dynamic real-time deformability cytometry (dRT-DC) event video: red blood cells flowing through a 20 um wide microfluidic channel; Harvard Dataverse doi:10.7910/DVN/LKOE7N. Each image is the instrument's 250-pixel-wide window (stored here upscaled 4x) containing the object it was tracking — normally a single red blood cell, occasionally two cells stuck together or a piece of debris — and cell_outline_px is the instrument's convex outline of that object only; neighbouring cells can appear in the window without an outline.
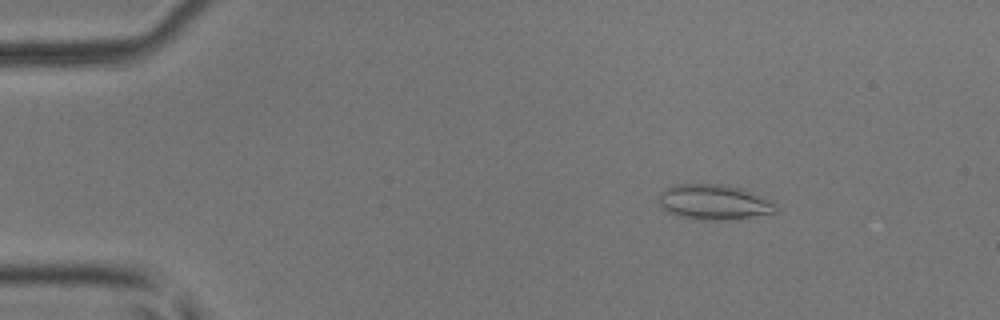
{"species": "common noctule bat (a hibernating species)", "species_latin": "Nyctalus noctula", "temperature_condition": "room temperature", "stored_images_in_passage": 47, "camera_frame_rate_fps": 3000, "um_per_image_px": 0.085, "animal": {"sex": "male", "body_mass_g": 17.9, "forearm_length_mm": 54.2}, "frame": {"image": 1, "passage_image": 4, "time_ms": 1.0, "image_size_px": [1000, 320], "cell_outline_px": [[776, 212], [724, 220], [700, 220], [668, 212], [660, 204], [660, 192], [676, 184], [724, 184], [740, 188], [772, 200], [776, 204]], "centroid_in_image_um": [60.7, 17.17], "position_along_channel_um": 24.3, "area_um2": 23.52}}
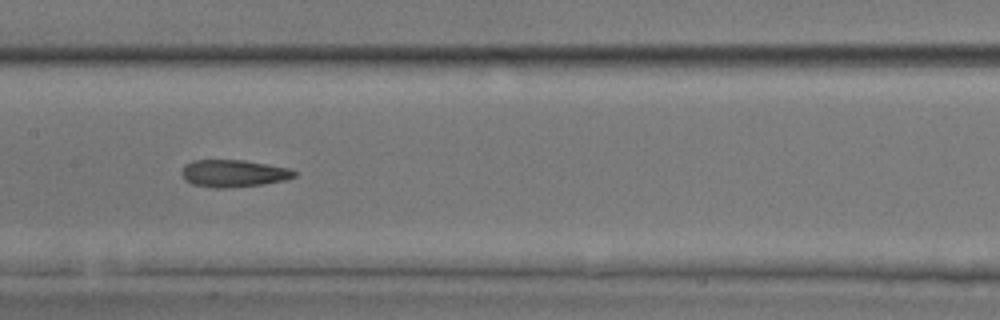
{"frame": {"image": 2, "passage_image": 22, "time_ms": 7.0, "image_size_px": [1000, 320], "cell_outline_px": [[296, 176], [284, 180], [264, 184], [224, 188], [216, 188], [192, 184], [184, 180], [180, 172], [184, 164], [192, 160], [244, 160], [288, 168], [296, 172]], "centroid_in_image_um": [19.79, 14.73], "position_along_channel_um": 187.6, "area_um2": 17.92}}
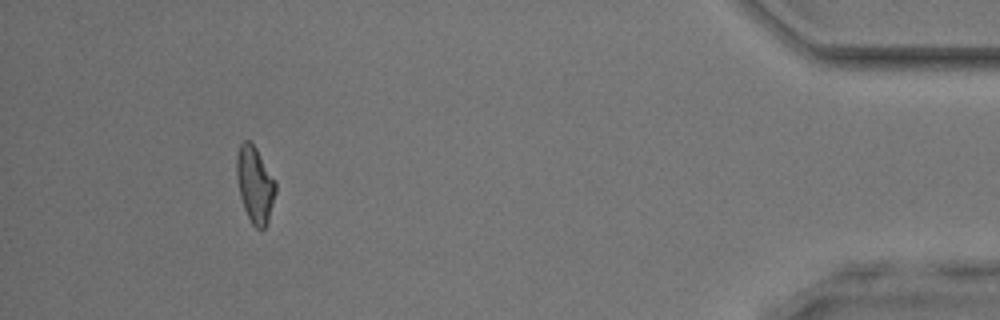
{"frame": {"image": 3, "passage_image": 43, "time_ms": 14.0, "image_size_px": [1000, 320], "cell_outline_px": [[276, 192], [268, 220], [264, 228], [260, 232], [252, 224], [244, 208], [240, 196], [236, 176], [236, 156], [240, 144], [244, 140], [248, 140], [256, 148], [276, 180]], "centroid_in_image_um": [21.67, 15.69], "position_along_channel_um": 413.5, "area_um2": 17.4}, "authors_computed_cell_mechanics": {"area_um2": 17.918, "velocity_mm_per_s": 4.1054, "shape_relaxation_time_tau1_ms": 10.9652, "shape_relaxation_time_tau2_ms": 7.5367, "deformation_change_tau1": 0.2723, "deformation_change_tau2": 0.1807}}